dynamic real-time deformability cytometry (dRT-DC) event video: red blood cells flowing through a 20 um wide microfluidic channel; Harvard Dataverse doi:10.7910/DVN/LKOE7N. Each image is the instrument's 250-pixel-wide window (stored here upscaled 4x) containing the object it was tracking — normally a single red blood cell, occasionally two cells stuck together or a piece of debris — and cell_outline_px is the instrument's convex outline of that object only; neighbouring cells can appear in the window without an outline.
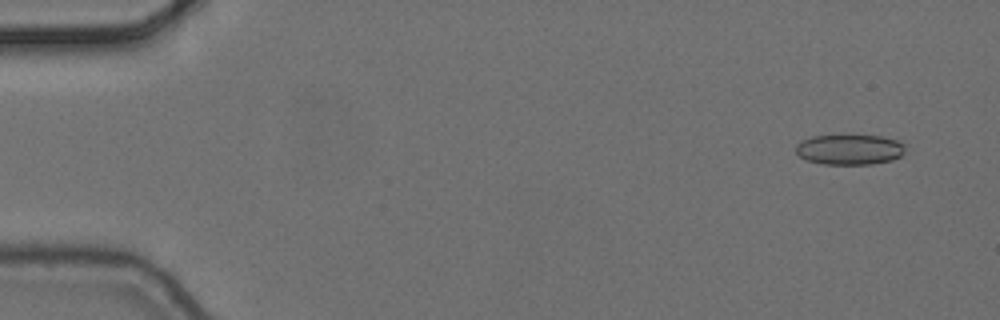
{"species": "common noctule bat (a hibernating species)", "species_latin": "Nyctalus noctula", "temperature_condition": "cold", "stored_images_in_passage": 6, "camera_frame_rate_fps": 3000, "um_per_image_px": 0.085, "animal": {"sex": "female", "body_mass_g": 24.6, "forearm_length_mm": 56.2}, "frame": {"image": 1, "passage_image": 2, "time_ms": 0.333, "image_size_px": [1000, 320], "cell_outline_px": [[904, 152], [900, 156], [892, 160], [872, 164], [824, 164], [808, 160], [800, 156], [796, 152], [796, 144], [800, 140], [812, 136], [844, 132], [880, 136], [896, 140], [904, 144]], "centroid_in_image_um": [72.18, 12.65], "position_along_channel_um": 12.8, "area_um2": 20.11}}
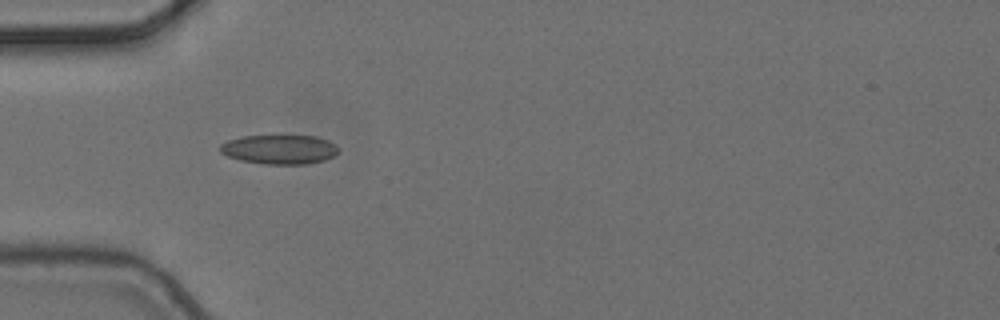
{"frame": {"image": 2, "passage_image": 5, "time_ms": 1.333, "image_size_px": [1000, 320], "cell_outline_px": [[340, 152], [336, 156], [324, 160], [308, 164], [264, 164], [240, 160], [228, 156], [220, 152], [220, 144], [228, 140], [244, 136], [316, 136], [328, 140], [336, 144], [340, 148]], "centroid_in_image_um": [23.81, 12.7], "position_along_channel_um": 61.2, "area_um2": 20.4}}
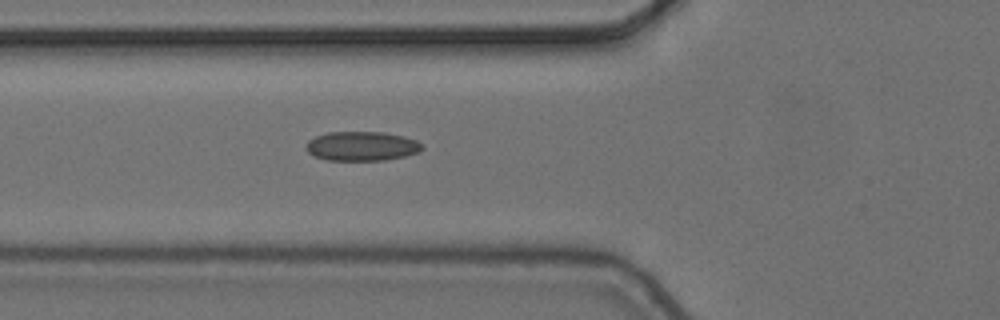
{"frame": {"image": 3, "passage_image": 6, "time_ms": 1.667, "image_size_px": [1000, 320], "cell_outline_px": [[424, 148], [420, 152], [404, 156], [384, 160], [328, 160], [316, 156], [308, 152], [308, 140], [316, 136], [328, 132], [384, 132], [404, 136], [416, 140]], "centroid_in_image_um": [30.79, 12.41], "position_along_channel_um": 95.0, "area_um2": 19.65}}